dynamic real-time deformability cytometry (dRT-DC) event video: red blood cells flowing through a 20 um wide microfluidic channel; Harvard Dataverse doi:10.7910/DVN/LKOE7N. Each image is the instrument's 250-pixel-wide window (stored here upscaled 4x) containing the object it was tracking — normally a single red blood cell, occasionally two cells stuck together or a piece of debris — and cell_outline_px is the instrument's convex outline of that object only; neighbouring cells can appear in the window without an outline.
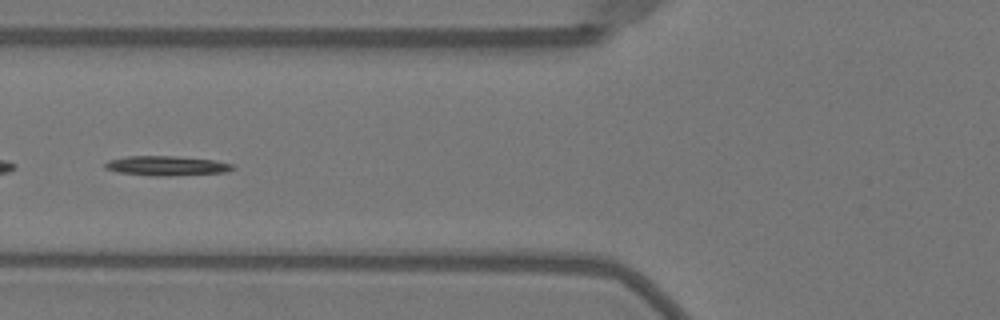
{"species": "Egyptian fruit bat (a non-hibernating species)", "species_latin": "Rousettus aegyptiacus", "temperature_condition": "warm", "stored_images_in_passage": 52, "camera_frame_rate_fps": 3000, "um_per_image_px": 0.085, "animal": {"sex": "female"}, "frame": {"image": 1, "passage_image": 21, "time_ms": 6.667, "image_size_px": [1000, 320], "cell_outline_px": [[236, 168], [228, 172], [168, 176], [156, 176], [120, 172], [104, 168], [104, 164], [108, 160], [124, 156], [176, 156], [216, 160], [232, 164]], "centroid_in_image_um": [14.19, 14.08], "position_along_channel_um": 111.6, "area_um2": 14.68}}
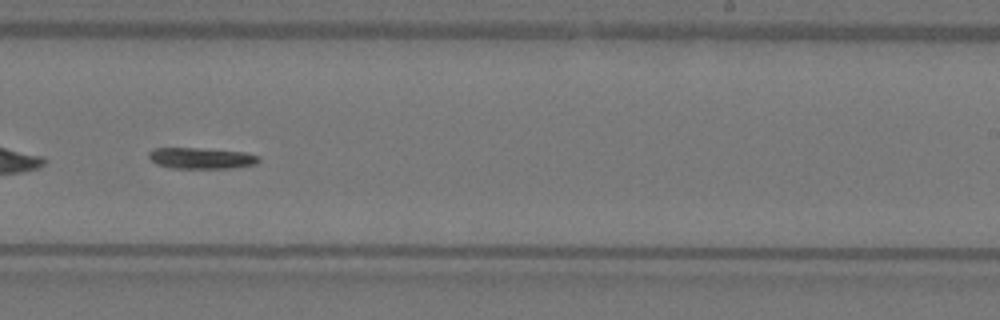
{"frame": {"image": 2, "passage_image": 33, "time_ms": 10.667, "image_size_px": [1000, 320], "cell_outline_px": [[260, 160], [256, 164], [232, 168], [172, 168], [156, 164], [148, 156], [148, 152], [152, 148], [200, 148], [244, 152], [260, 156]], "centroid_in_image_um": [17.11, 13.44], "position_along_channel_um": 271.9, "area_um2": 13.58}}
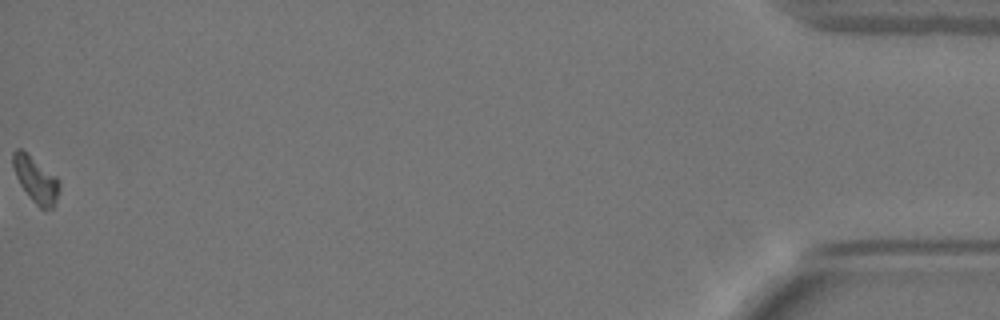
{"frame": {"image": 3, "passage_image": 52, "time_ms": 17.0, "image_size_px": [1000, 320], "cell_outline_px": [[60, 188], [56, 204], [52, 208], [40, 208], [32, 200], [20, 184], [16, 176], [12, 164], [12, 152], [16, 148], [20, 148], [56, 176], [60, 180]], "centroid_in_image_um": [3.05, 15.26], "position_along_channel_um": 432.1, "area_um2": 12.31}}